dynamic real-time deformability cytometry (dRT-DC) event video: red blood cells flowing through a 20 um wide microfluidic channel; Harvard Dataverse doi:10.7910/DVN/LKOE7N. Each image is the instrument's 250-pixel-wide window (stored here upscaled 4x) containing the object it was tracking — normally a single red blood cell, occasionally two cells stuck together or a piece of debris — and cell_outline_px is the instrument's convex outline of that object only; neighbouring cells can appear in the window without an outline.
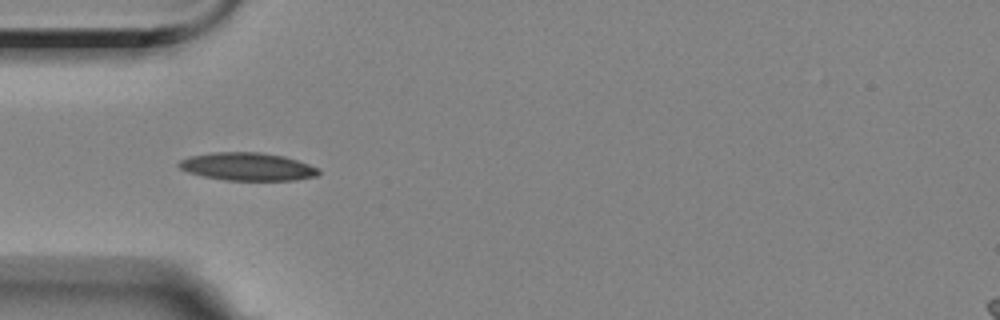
{"species": "Egyptian fruit bat (a non-hibernating species)", "species_latin": "Rousettus aegyptiacus", "temperature_condition": "room temperature", "stored_images_in_passage": 6, "camera_frame_rate_fps": 3000, "um_per_image_px": 0.085, "animal": {"sex": "female"}, "frame": {"image": 1, "passage_image": 5, "time_ms": 4.333, "image_size_px": [1000, 320], "cell_outline_px": [[320, 172], [316, 176], [296, 180], [224, 180], [204, 176], [188, 172], [180, 168], [176, 164], [180, 160], [188, 156], [212, 152], [260, 152], [284, 156], [308, 164], [316, 168]], "centroid_in_image_um": [20.99, 14.16], "position_along_channel_um": 64.0, "area_um2": 22.66}}
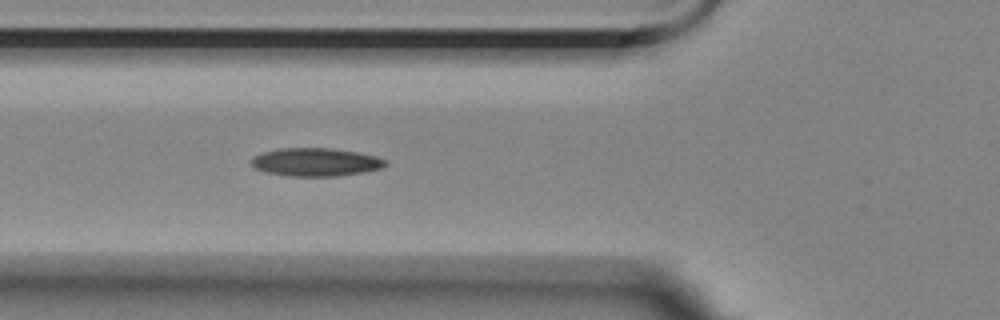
{"frame": {"image": 2, "passage_image": 6, "time_ms": 5.333, "image_size_px": [1000, 320], "cell_outline_px": [[388, 164], [380, 168], [364, 172], [336, 176], [288, 176], [264, 172], [256, 168], [248, 160], [252, 156], [260, 152], [280, 148], [332, 148], [356, 152], [376, 156], [388, 160]], "centroid_in_image_um": [26.79, 13.77], "position_along_channel_um": 99.0, "area_um2": 22.25}}